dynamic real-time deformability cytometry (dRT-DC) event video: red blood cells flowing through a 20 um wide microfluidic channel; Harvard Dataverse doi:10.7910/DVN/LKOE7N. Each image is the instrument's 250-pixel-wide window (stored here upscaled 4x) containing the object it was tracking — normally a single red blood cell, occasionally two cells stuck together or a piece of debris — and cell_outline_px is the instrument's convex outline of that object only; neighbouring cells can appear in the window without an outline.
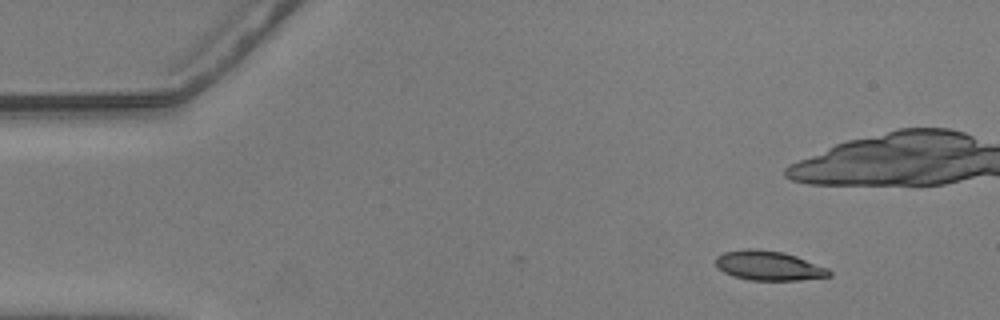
{"species": "common noctule bat (a hibernating species)", "species_latin": "Nyctalus noctula", "temperature_condition": "warm", "stored_images_in_passage": 6, "camera_frame_rate_fps": 3000, "um_per_image_px": 0.085, "animal": {"sex": "male", "body_mass_g": 20.5, "forearm_length_mm": 52.5}, "frame": {"image": 1, "passage_image": 6, "time_ms": 1.667, "image_size_px": [1000, 320], "cell_outline_px": [[832, 276], [800, 280], [748, 280], [732, 276], [716, 268], [716, 256], [724, 252], [748, 248], [756, 248], [784, 252], [796, 256], [828, 268], [832, 272]], "centroid_in_image_um": [65.33, 22.58], "position_along_channel_um": 19.7, "area_um2": 19.71}}